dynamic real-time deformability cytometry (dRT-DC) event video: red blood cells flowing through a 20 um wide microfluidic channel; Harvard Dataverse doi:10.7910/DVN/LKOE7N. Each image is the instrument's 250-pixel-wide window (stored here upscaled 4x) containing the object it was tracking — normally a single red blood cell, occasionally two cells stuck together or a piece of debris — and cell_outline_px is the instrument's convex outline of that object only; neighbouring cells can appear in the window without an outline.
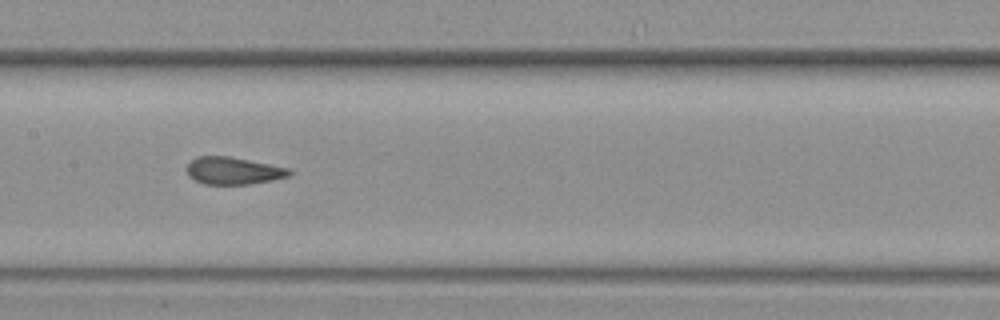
{"species": "common noctule bat (a hibernating species)", "species_latin": "Nyctalus noctula", "temperature_condition": "warm", "stored_images_in_passage": 20, "camera_frame_rate_fps": 3000, "um_per_image_px": 0.085, "animal": {"sex": "female", "body_mass_g": 19.3, "forearm_length_mm": 54.1}, "frame": {"image": 1, "passage_image": 10, "time_ms": 3.0, "image_size_px": [1000, 320], "cell_outline_px": [[292, 172], [288, 176], [272, 180], [248, 184], [204, 184], [188, 176], [188, 164], [196, 156], [228, 156], [288, 168]], "centroid_in_image_um": [19.81, 14.51], "position_along_channel_um": 187.6, "area_um2": 16.01}}
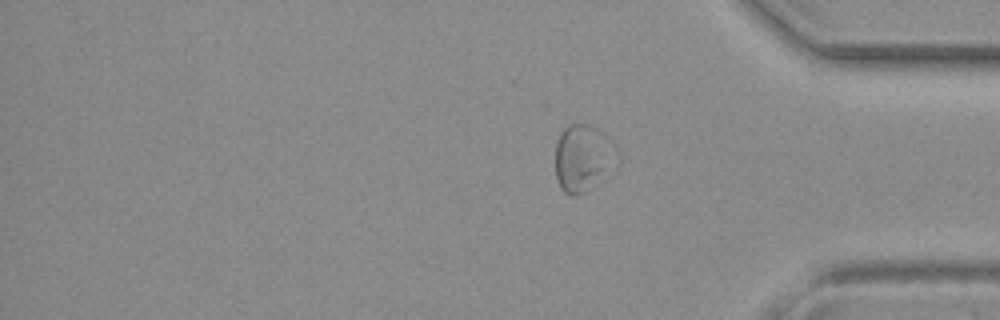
{"frame": {"image": 2, "passage_image": 20, "time_ms": 6.333, "image_size_px": [1000, 320], "cell_outline_px": [[600, 168], [584, 192], [576, 196], [572, 196], [564, 192], [560, 188], [556, 176], [556, 140], [560, 132], [568, 124], [584, 124]], "centroid_in_image_um": [48.88, 13.59], "position_along_channel_um": 386.3, "area_um2": 17.11}}